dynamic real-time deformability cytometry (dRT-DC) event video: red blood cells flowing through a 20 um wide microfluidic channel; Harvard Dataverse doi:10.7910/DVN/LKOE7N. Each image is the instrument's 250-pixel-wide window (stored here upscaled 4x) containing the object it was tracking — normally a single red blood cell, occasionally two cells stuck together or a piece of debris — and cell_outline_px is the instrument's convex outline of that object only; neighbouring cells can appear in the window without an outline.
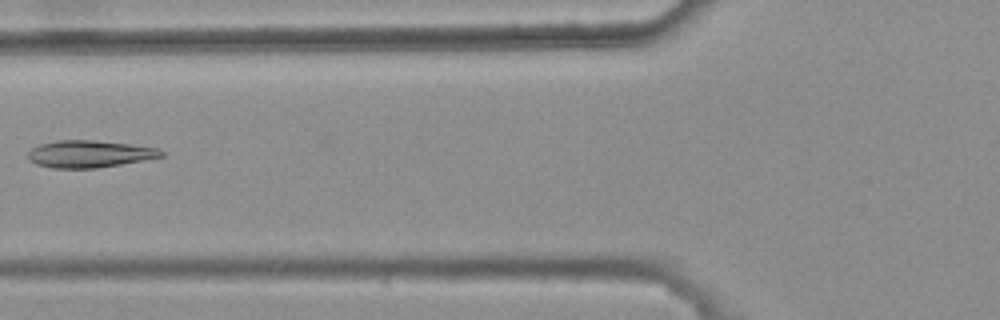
{"species": "common noctule bat (a hibernating species)", "species_latin": "Nyctalus noctula", "temperature_condition": "warm", "stored_images_in_passage": 6, "camera_frame_rate_fps": 3000, "um_per_image_px": 0.085, "animal": {"sex": "female", "body_mass_g": 25.1}, "frame": {"image": 1, "passage_image": 5, "time_ms": 1.333, "image_size_px": [1000, 320], "cell_outline_px": [[164, 156], [144, 160], [96, 168], [52, 168], [36, 164], [28, 160], [28, 152], [32, 148], [40, 144], [56, 140], [92, 140], [128, 144], [160, 148], [164, 152]], "centroid_in_image_um": [7.59, 13.08], "position_along_channel_um": 118.2, "area_um2": 21.04}}
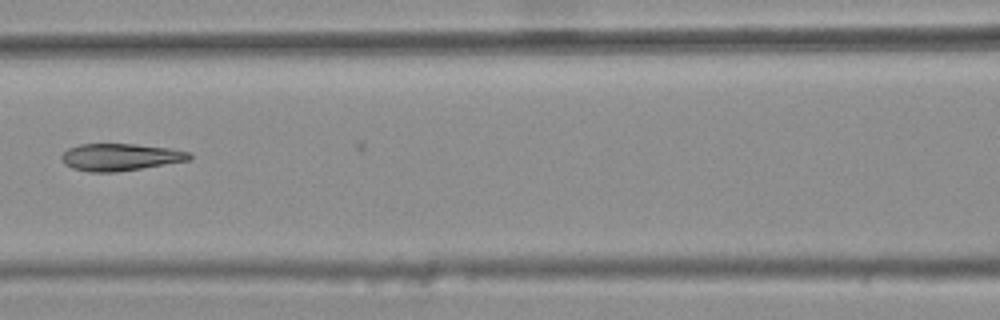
{"frame": {"image": 2, "passage_image": 6, "time_ms": 1.667, "image_size_px": [1000, 320], "cell_outline_px": [[192, 160], [116, 172], [88, 172], [72, 168], [64, 164], [60, 156], [68, 148], [80, 144], [136, 144], [168, 148], [192, 152]], "centroid_in_image_um": [10.23, 13.35], "position_along_channel_um": 156.4, "area_um2": 20.35}}